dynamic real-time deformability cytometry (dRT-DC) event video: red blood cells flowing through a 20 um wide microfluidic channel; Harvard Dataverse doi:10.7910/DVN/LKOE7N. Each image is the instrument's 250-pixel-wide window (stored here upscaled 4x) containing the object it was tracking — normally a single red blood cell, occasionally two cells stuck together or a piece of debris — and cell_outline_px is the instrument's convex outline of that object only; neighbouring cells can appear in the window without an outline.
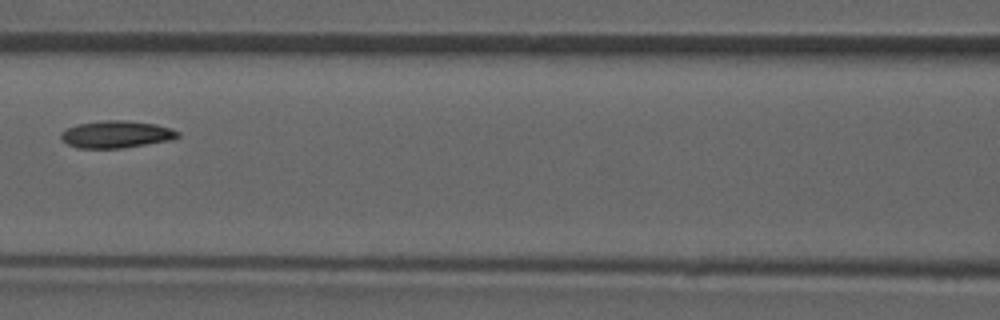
{"species": "common noctule bat (a hibernating species)", "species_latin": "Nyctalus noctula", "temperature_condition": "room temperature", "stored_images_in_passage": 8, "camera_frame_rate_fps": 3000, "um_per_image_px": 0.085, "animal": {"sex": "male", "forearm_length_mm": 52.5}, "frame": {"image": 1, "passage_image": 7, "time_ms": 7.0, "image_size_px": [1000, 320], "cell_outline_px": [[180, 136], [172, 140], [124, 148], [76, 148], [68, 144], [60, 136], [60, 132], [76, 124], [104, 120], [124, 120], [156, 124], [172, 128], [180, 132]], "centroid_in_image_um": [9.92, 11.42], "position_along_channel_um": 156.7, "area_um2": 18.67}}